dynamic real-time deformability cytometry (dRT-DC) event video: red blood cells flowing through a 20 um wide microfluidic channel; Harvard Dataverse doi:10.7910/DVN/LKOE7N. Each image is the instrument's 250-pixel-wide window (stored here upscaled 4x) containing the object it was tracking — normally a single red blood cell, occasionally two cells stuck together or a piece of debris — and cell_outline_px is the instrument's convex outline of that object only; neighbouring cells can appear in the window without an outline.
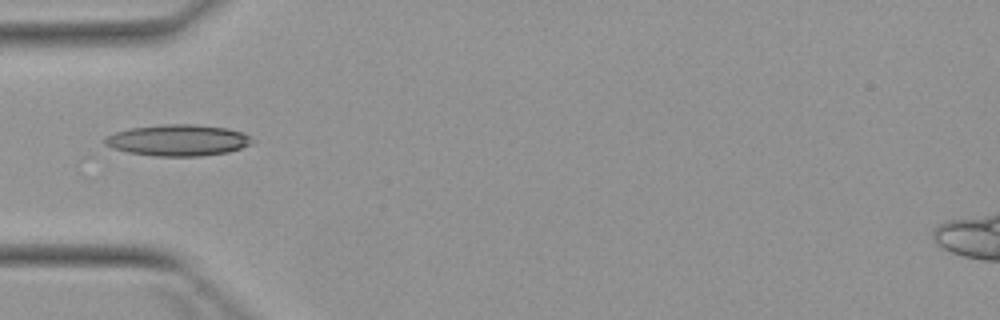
{"species": "Egyptian fruit bat (a non-hibernating species)", "species_latin": "Rousettus aegyptiacus", "temperature_condition": "warm", "stored_images_in_passage": 2, "camera_frame_rate_fps": 3000, "um_per_image_px": 0.085, "animal": {"sex": "female"}, "frame": {"image": 1, "passage_image": 1, "time_ms": 0.0, "image_size_px": [1000, 320], "cell_outline_px": [[256, 140], [252, 144], [228, 152], [200, 156], [156, 156], [128, 152], [112, 148], [104, 144], [104, 136], [116, 132], [132, 128], [164, 124], [196, 124], [228, 128], [244, 132]], "centroid_in_image_um": [15.17, 11.91], "position_along_channel_um": 69.8, "area_um2": 27.05}}
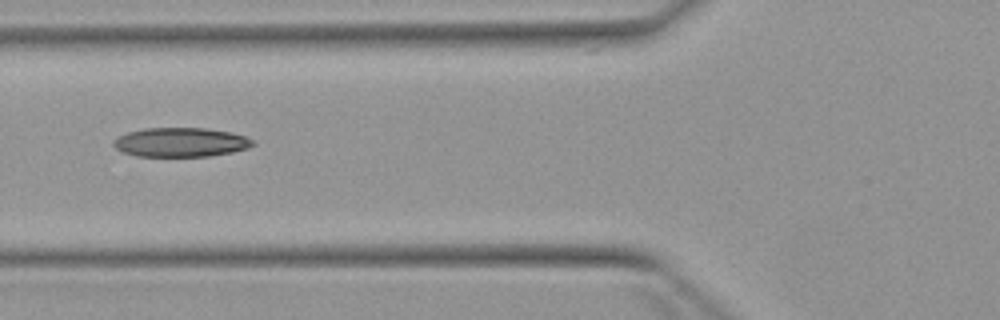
{"frame": {"image": 2, "passage_image": 2, "time_ms": 1.0, "image_size_px": [1000, 320], "cell_outline_px": [[256, 144], [248, 148], [232, 152], [208, 156], [136, 156], [124, 152], [116, 148], [112, 144], [112, 140], [116, 136], [128, 132], [144, 128], [204, 128], [232, 132], [244, 136], [252, 140]], "centroid_in_image_um": [15.33, 12.09], "position_along_channel_um": 110.5, "area_um2": 23.76}}